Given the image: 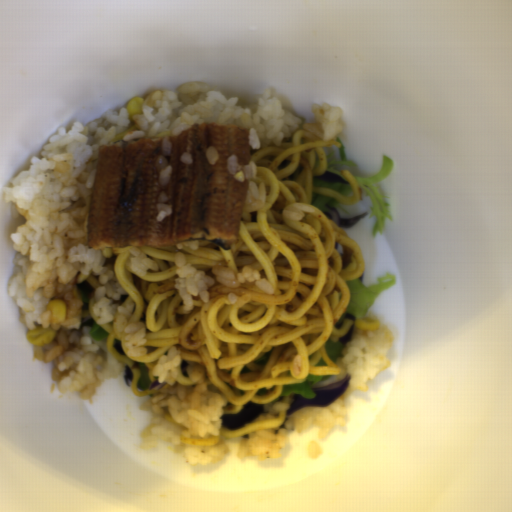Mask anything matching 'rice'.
<instances>
[{"label":"rice","mask_w":512,"mask_h":512,"mask_svg":"<svg viewBox=\"0 0 512 512\" xmlns=\"http://www.w3.org/2000/svg\"><path fill=\"white\" fill-rule=\"evenodd\" d=\"M142 114L129 118L127 106L107 109L99 118L82 124L75 121L57 129L35 154L27 170L13 176L2 189L3 201L13 218L25 221L11 234L14 275L7 284L8 296L19 311V320L30 329L52 327L56 335L46 346L33 345L32 357L52 362L51 377L61 393L78 392L89 404L97 388L123 373L122 363L101 349L80 325L83 302L76 294L78 274L96 273L92 312L102 325L113 323L124 332L130 357L145 354L146 326L129 322L134 303L119 305L126 294L112 268L103 266L101 249H89V205L101 144H135L163 131L175 137L195 124L242 125L248 130L249 148L281 146L304 124L283 101L263 89L257 103L238 104L207 84L185 82L174 90H156L143 98ZM136 129L117 141V134ZM50 299L66 302L67 320L49 324Z\"/></svg>","instance_id":"1"},{"label":"rice","mask_w":512,"mask_h":512,"mask_svg":"<svg viewBox=\"0 0 512 512\" xmlns=\"http://www.w3.org/2000/svg\"><path fill=\"white\" fill-rule=\"evenodd\" d=\"M182 355L173 346L167 356H160L152 369L158 384L168 385L160 395L150 397L140 405L141 411L151 412V421L141 430V448H155L160 441L175 444L189 465H207L221 461L230 451L227 442L213 446H188L182 438L217 436L222 429L224 409L228 402L217 392H210L202 365L186 369L193 386L175 381Z\"/></svg>","instance_id":"2"},{"label":"rice","mask_w":512,"mask_h":512,"mask_svg":"<svg viewBox=\"0 0 512 512\" xmlns=\"http://www.w3.org/2000/svg\"><path fill=\"white\" fill-rule=\"evenodd\" d=\"M393 343L394 334L385 324H379L376 330L355 327L341 357L336 359L341 369L337 380L343 381L350 376L345 392L330 406L300 407L279 427L247 433L239 442L237 457H257L261 461L280 458L288 432L305 433L313 426L319 428L317 437L321 440L327 438L333 428L346 426L349 411L346 400L349 394L367 390L368 382L390 367L387 353Z\"/></svg>","instance_id":"3"},{"label":"rice","mask_w":512,"mask_h":512,"mask_svg":"<svg viewBox=\"0 0 512 512\" xmlns=\"http://www.w3.org/2000/svg\"><path fill=\"white\" fill-rule=\"evenodd\" d=\"M175 276L165 279V283L158 288V292L164 293L175 289L182 300L184 310H192L195 305L192 297H200L203 304L209 303V288L219 284L223 288H237L244 283H249L259 290L273 295L275 289L270 281L261 277L260 271L244 266L240 271L230 267L216 265L211 271L214 277L205 275L202 270H197L191 262H187L183 253L174 254Z\"/></svg>","instance_id":"4"},{"label":"rice","mask_w":512,"mask_h":512,"mask_svg":"<svg viewBox=\"0 0 512 512\" xmlns=\"http://www.w3.org/2000/svg\"><path fill=\"white\" fill-rule=\"evenodd\" d=\"M311 110L321 128L324 142L335 139L343 131L344 123L341 118L343 111L338 106H331L328 102H324L322 105L314 102L311 105Z\"/></svg>","instance_id":"5"},{"label":"rice","mask_w":512,"mask_h":512,"mask_svg":"<svg viewBox=\"0 0 512 512\" xmlns=\"http://www.w3.org/2000/svg\"><path fill=\"white\" fill-rule=\"evenodd\" d=\"M130 257L128 259V268L136 276H145L147 270L159 271L158 263L149 259L142 249L138 246H129Z\"/></svg>","instance_id":"6"},{"label":"rice","mask_w":512,"mask_h":512,"mask_svg":"<svg viewBox=\"0 0 512 512\" xmlns=\"http://www.w3.org/2000/svg\"><path fill=\"white\" fill-rule=\"evenodd\" d=\"M228 173H230L234 180L244 182L245 180L254 179L258 177V169L256 161H249L247 165H241L237 155H230L226 161Z\"/></svg>","instance_id":"7"},{"label":"rice","mask_w":512,"mask_h":512,"mask_svg":"<svg viewBox=\"0 0 512 512\" xmlns=\"http://www.w3.org/2000/svg\"><path fill=\"white\" fill-rule=\"evenodd\" d=\"M266 205L265 183L257 187L254 181L248 182V192L242 205L243 212H256Z\"/></svg>","instance_id":"8"},{"label":"rice","mask_w":512,"mask_h":512,"mask_svg":"<svg viewBox=\"0 0 512 512\" xmlns=\"http://www.w3.org/2000/svg\"><path fill=\"white\" fill-rule=\"evenodd\" d=\"M172 145L170 138L165 137L161 149L160 155L155 161V167L159 173L158 182L161 186H166L170 182V177L173 172L172 165L168 164L167 157L171 155Z\"/></svg>","instance_id":"9"},{"label":"rice","mask_w":512,"mask_h":512,"mask_svg":"<svg viewBox=\"0 0 512 512\" xmlns=\"http://www.w3.org/2000/svg\"><path fill=\"white\" fill-rule=\"evenodd\" d=\"M289 407L290 405L286 401L279 403H265L263 406L264 412L254 419V423L268 419H275L280 412L288 410Z\"/></svg>","instance_id":"10"},{"label":"rice","mask_w":512,"mask_h":512,"mask_svg":"<svg viewBox=\"0 0 512 512\" xmlns=\"http://www.w3.org/2000/svg\"><path fill=\"white\" fill-rule=\"evenodd\" d=\"M314 211L310 206H306L299 203H294L291 206L285 207L282 211V215L291 219L292 221L301 220L305 214H312Z\"/></svg>","instance_id":"11"},{"label":"rice","mask_w":512,"mask_h":512,"mask_svg":"<svg viewBox=\"0 0 512 512\" xmlns=\"http://www.w3.org/2000/svg\"><path fill=\"white\" fill-rule=\"evenodd\" d=\"M168 199L169 198L165 191L160 192L157 196V202L155 205V210L157 212L155 220L157 222L163 221L165 218L172 215L173 208L167 203Z\"/></svg>","instance_id":"12"},{"label":"rice","mask_w":512,"mask_h":512,"mask_svg":"<svg viewBox=\"0 0 512 512\" xmlns=\"http://www.w3.org/2000/svg\"><path fill=\"white\" fill-rule=\"evenodd\" d=\"M307 453L309 459L317 460L323 452L315 441H311L308 444Z\"/></svg>","instance_id":"13"},{"label":"rice","mask_w":512,"mask_h":512,"mask_svg":"<svg viewBox=\"0 0 512 512\" xmlns=\"http://www.w3.org/2000/svg\"><path fill=\"white\" fill-rule=\"evenodd\" d=\"M206 160L208 163L215 165L219 160V154L215 146H209L206 151Z\"/></svg>","instance_id":"14"},{"label":"rice","mask_w":512,"mask_h":512,"mask_svg":"<svg viewBox=\"0 0 512 512\" xmlns=\"http://www.w3.org/2000/svg\"><path fill=\"white\" fill-rule=\"evenodd\" d=\"M199 240H188L180 243H175V247L177 250H181L183 247H189L192 250H198L199 248Z\"/></svg>","instance_id":"15"},{"label":"rice","mask_w":512,"mask_h":512,"mask_svg":"<svg viewBox=\"0 0 512 512\" xmlns=\"http://www.w3.org/2000/svg\"><path fill=\"white\" fill-rule=\"evenodd\" d=\"M180 161H181V163H184L186 165H190L193 163L191 154L186 151L183 154H181Z\"/></svg>","instance_id":"16"}]
</instances>
